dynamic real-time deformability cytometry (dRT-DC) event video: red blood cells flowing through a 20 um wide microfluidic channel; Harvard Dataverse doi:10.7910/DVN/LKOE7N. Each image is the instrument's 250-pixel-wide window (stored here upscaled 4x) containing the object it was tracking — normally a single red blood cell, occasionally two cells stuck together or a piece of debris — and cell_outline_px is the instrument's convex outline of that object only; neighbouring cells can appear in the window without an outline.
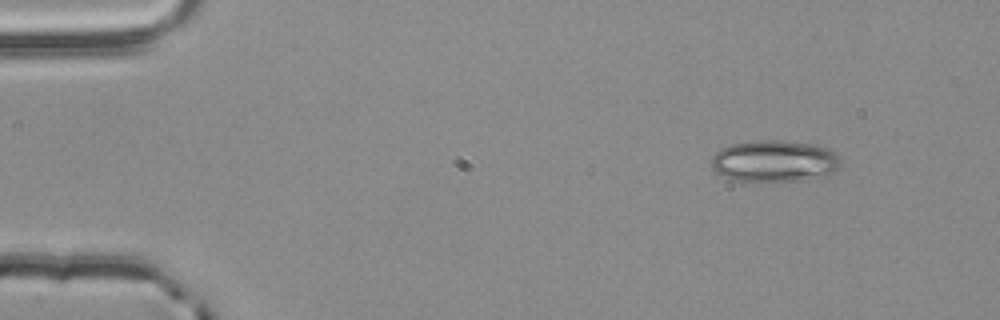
{"species": "common noctule bat (a hibernating species)", "species_latin": "Nyctalus noctula", "temperature_condition": "room temperature", "stored_images_in_passage": 4, "camera_frame_rate_fps": 3000, "um_per_image_px": 0.085, "animal": {"sex": "male", "body_mass_g": 20.4}, "frame": {"image": 1, "passage_image": 1, "time_ms": 0.0, "image_size_px": [1000, 320], "cell_outline_px": [[840, 168], [828, 176], [804, 180], [736, 180], [724, 176], [716, 172], [712, 168], [712, 156], [720, 148], [732, 144], [752, 140], [780, 140], [816, 144], [828, 148], [840, 160]], "centroid_in_image_um": [65.85, 13.67], "position_along_channel_um": 19.2, "area_um2": 31.39}}